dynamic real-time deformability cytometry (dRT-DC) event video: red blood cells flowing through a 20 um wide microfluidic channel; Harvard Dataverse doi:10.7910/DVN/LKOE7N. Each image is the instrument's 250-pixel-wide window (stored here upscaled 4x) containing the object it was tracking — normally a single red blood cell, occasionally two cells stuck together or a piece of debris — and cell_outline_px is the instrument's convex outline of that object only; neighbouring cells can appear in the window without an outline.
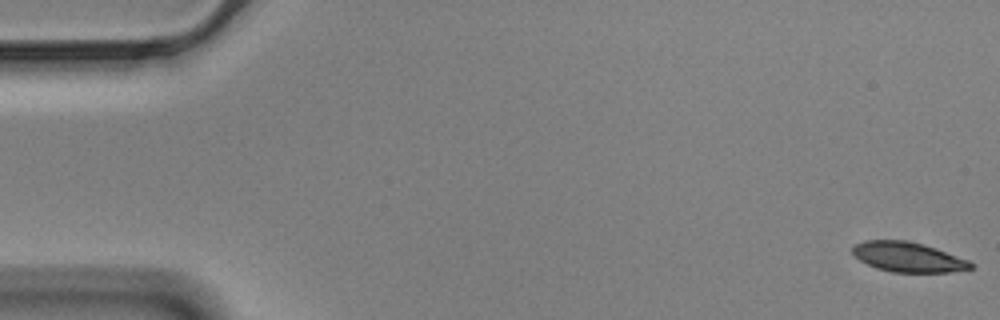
{"species": "Egyptian fruit bat (a non-hibernating species)", "species_latin": "Rousettus aegyptiacus", "temperature_condition": "cold", "stored_images_in_passage": 57, "camera_frame_rate_fps": 3000, "um_per_image_px": 0.085, "animal": {"sex": "male"}, "frame": {"image": 1, "passage_image": 1, "time_ms": 0.0, "image_size_px": [1000, 320], "cell_outline_px": [[972, 268], [948, 272], [892, 272], [876, 268], [860, 260], [852, 252], [852, 248], [856, 244], [864, 240], [908, 240], [936, 248], [968, 260], [972, 264]], "centroid_in_image_um": [77.16, 21.84], "position_along_channel_um": 7.8, "area_um2": 20.35}}
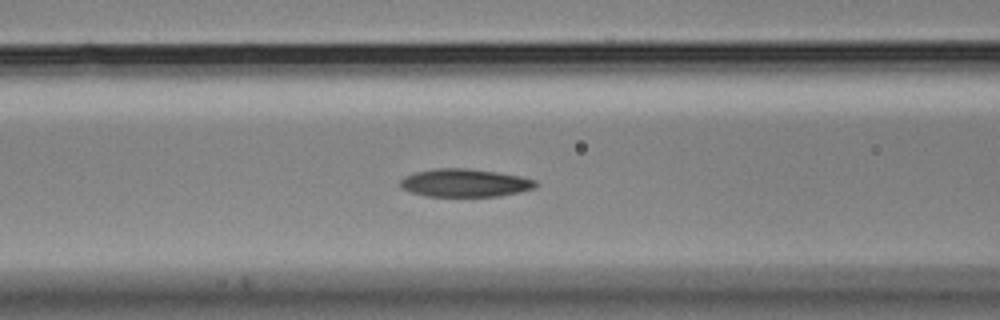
{"frame": {"image": 2, "passage_image": 23, "time_ms": 7.333, "image_size_px": [1000, 320], "cell_outline_px": [[536, 188], [520, 192], [500, 196], [428, 196], [412, 192], [404, 188], [400, 184], [400, 180], [404, 176], [416, 172], [436, 168], [468, 168], [496, 172], [520, 176], [536, 180]], "centroid_in_image_um": [39.54, 15.54], "position_along_channel_um": 127.1, "area_um2": 21.96}}
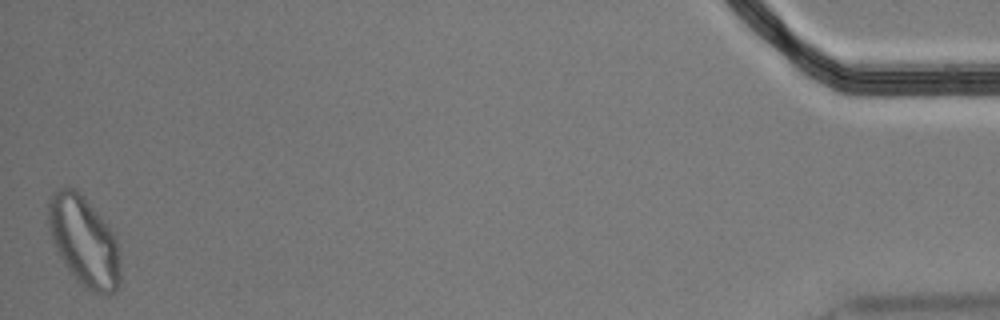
{"frame": {"image": 3, "passage_image": 57, "time_ms": 18.667, "image_size_px": [1000, 320], "cell_outline_px": [[120, 284], [108, 296], [104, 296], [92, 292], [84, 288], [72, 276], [60, 256], [52, 240], [48, 224], [48, 196], [56, 188], [76, 188], [108, 224], [116, 240], [120, 252]], "centroid_in_image_um": [7.14, 20.52], "position_along_channel_um": 428.1, "area_um2": 38.09}, "authors_computed_cell_mechanics": {"area_um2": 22.253, "velocity_mm_per_s": 3.4694, "shape_relaxation_time_tau1_ms": 8.8809, "shape_relaxation_time_tau2_ms": 7.2678, "deformation_change_tau1": 0.1632, "deformation_change_tau2": 0.1332}}